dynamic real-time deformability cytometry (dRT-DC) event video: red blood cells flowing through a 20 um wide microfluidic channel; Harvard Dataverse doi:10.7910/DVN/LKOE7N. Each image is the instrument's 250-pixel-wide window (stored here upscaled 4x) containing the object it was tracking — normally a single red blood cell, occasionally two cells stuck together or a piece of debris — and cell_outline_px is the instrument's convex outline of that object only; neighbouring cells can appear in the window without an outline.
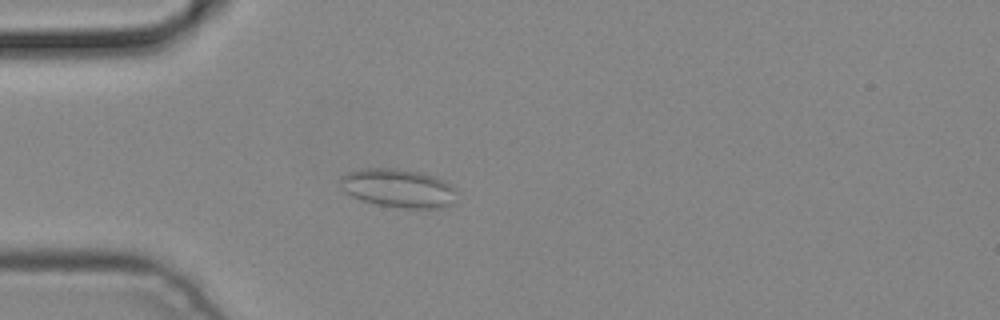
{"species": "common noctule bat (a hibernating species)", "species_latin": "Nyctalus noctula", "temperature_condition": "cold", "stored_images_in_passage": 2, "camera_frame_rate_fps": 3000, "um_per_image_px": 0.085, "animal": {"sex": "male", "body_mass_g": 19.2, "forearm_length_mm": 51.8}, "frame": {"image": 1, "passage_image": 2, "time_ms": 0.333, "image_size_px": [1000, 320], "cell_outline_px": [[456, 188], [452, 204], [440, 208], [404, 208], [376, 204], [360, 200], [344, 192], [340, 180], [340, 176], [348, 172], [360, 168], [396, 168], [424, 172]], "centroid_in_image_um": [33.81, 15.98], "position_along_channel_um": 51.2, "area_um2": 26.18}}